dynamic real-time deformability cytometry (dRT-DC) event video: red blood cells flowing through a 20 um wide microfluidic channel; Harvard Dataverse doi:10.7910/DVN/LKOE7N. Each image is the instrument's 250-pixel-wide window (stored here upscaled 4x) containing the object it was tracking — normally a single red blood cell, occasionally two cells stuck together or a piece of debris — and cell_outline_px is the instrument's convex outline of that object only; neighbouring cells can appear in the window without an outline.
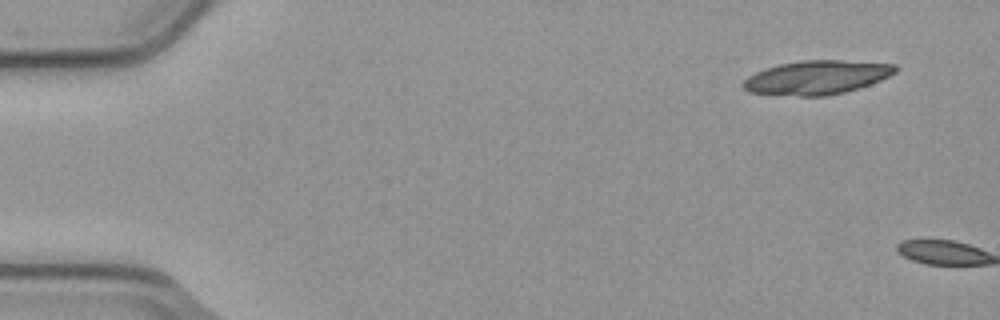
{"species": "common noctule bat (a hibernating species)", "species_latin": "Nyctalus noctula", "temperature_condition": "cold", "stored_images_in_passage": 2, "camera_frame_rate_fps": 3000, "um_per_image_px": 0.085, "animal": {"sex": "male", "body_mass_g": 23.1, "forearm_length_mm": 52.7}, "frame": {"image": 1, "passage_image": 1, "time_ms": 0.0, "image_size_px": [1000, 320], "cell_outline_px": [[896, 72], [880, 80], [844, 92], [824, 96], [800, 96], [748, 92], [740, 84], [748, 76], [764, 68], [780, 64], [800, 60], [840, 60], [896, 64]], "centroid_in_image_um": [69.38, 6.57], "position_along_channel_um": 15.6, "area_um2": 29.82}}